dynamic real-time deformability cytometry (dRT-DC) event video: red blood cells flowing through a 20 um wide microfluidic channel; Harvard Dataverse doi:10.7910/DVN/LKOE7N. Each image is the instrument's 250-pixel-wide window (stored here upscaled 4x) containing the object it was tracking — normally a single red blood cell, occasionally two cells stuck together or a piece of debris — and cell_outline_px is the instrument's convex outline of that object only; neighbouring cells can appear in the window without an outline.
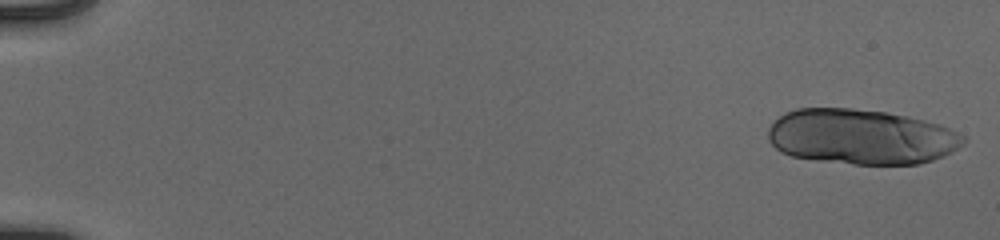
{"species": "human", "species_latin": "Homo sapiens", "temperature_condition": "cold", "stored_images_in_passage": 19, "camera_frame_rate_fps": 3000, "um_per_image_px": 0.085, "donor": {"sex": "male"}, "frame": {"image": 1, "passage_image": 1, "time_ms": 0.0, "image_size_px": [1000, 240], "cell_outline_px": [[964, 144], [952, 152], [944, 156], [920, 164], [852, 164], [820, 160], [792, 156], [780, 152], [768, 140], [768, 128], [784, 112], [796, 108], [852, 108], [884, 112], [908, 116], [940, 124], [964, 136]], "centroid_in_image_um": [73.19, 11.62], "position_along_channel_um": 11.8, "area_um2": 62.89}}